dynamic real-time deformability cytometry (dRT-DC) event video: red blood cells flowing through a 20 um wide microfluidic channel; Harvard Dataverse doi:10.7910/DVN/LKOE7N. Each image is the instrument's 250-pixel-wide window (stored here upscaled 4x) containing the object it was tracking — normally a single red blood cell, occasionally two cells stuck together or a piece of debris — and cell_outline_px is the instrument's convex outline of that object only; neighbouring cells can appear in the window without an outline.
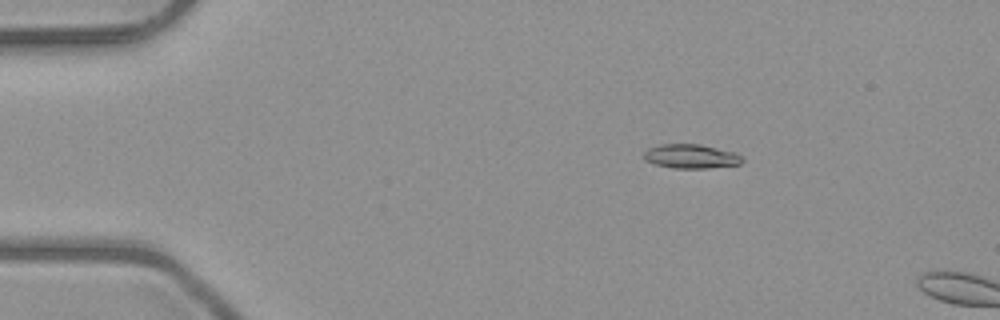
{"species": "common noctule bat (a hibernating species)", "species_latin": "Nyctalus noctula", "temperature_condition": "room temperature", "stored_images_in_passage": 9, "camera_frame_rate_fps": 3000, "um_per_image_px": 0.085, "animal": {"sex": "male", "body_mass_g": 23.1, "forearm_length_mm": 52.7}, "frame": {"image": 1, "passage_image": 7, "time_ms": 2.0, "image_size_px": [1000, 320], "cell_outline_px": [[744, 160], [740, 164], [708, 168], [672, 168], [656, 164], [644, 160], [644, 152], [648, 148], [660, 144], [700, 144], [736, 152]], "centroid_in_image_um": [58.73, 13.28], "position_along_channel_um": 26.3, "area_um2": 13.87}}